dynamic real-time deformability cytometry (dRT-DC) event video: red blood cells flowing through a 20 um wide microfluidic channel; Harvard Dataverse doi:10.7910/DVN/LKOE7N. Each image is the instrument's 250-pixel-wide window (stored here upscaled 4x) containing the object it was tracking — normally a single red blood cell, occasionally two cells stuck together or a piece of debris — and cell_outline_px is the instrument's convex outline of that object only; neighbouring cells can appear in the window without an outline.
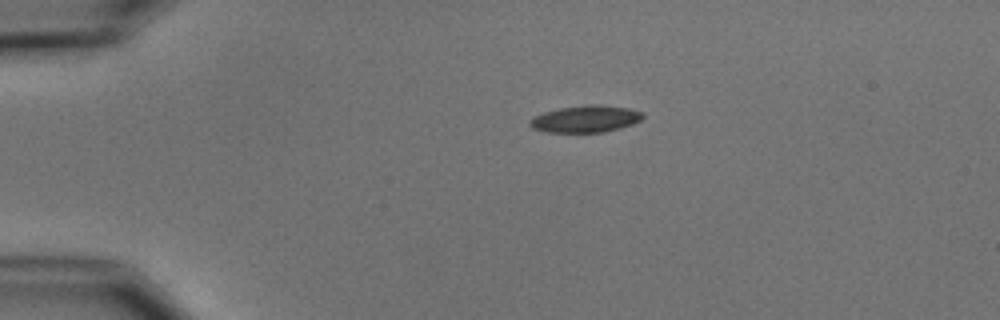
{"species": "common noctule bat (a hibernating species)", "species_latin": "Nyctalus noctula", "temperature_condition": "cold", "stored_images_in_passage": 3, "camera_frame_rate_fps": 3000, "um_per_image_px": 0.085, "animal": {"sex": "male", "body_mass_g": 15.6}, "frame": {"image": 1, "passage_image": 1, "time_ms": 0.0, "image_size_px": [1000, 320], "cell_outline_px": [[644, 116], [640, 120], [632, 124], [620, 128], [604, 132], [544, 132], [532, 128], [528, 124], [532, 116], [544, 112], [560, 108], [584, 104], [596, 104], [628, 108], [644, 112]], "centroid_in_image_um": [49.75, 10.1], "position_along_channel_um": 35.2, "area_um2": 17.86}}
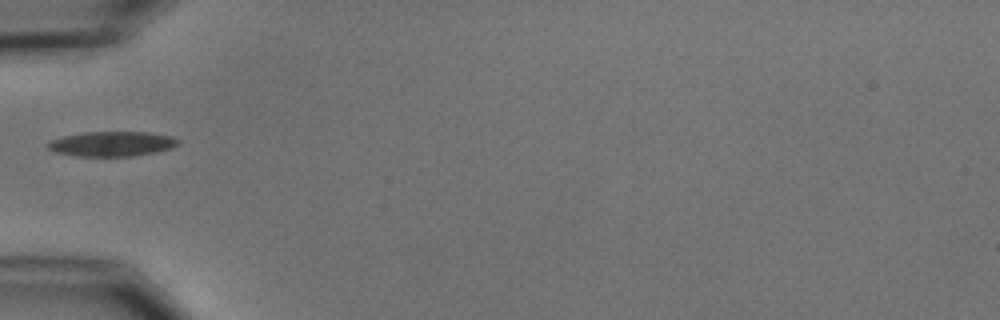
{"frame": {"image": 2, "passage_image": 3, "time_ms": 2.333, "image_size_px": [1000, 320], "cell_outline_px": [[180, 144], [172, 148], [156, 152], [132, 156], [76, 156], [56, 152], [48, 148], [44, 144], [48, 140], [64, 136], [84, 132], [148, 132], [172, 136], [180, 140]], "centroid_in_image_um": [9.51, 12.22], "position_along_channel_um": 75.5, "area_um2": 19.07}}